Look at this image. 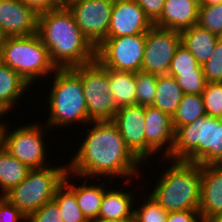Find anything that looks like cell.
Wrapping results in <instances>:
<instances>
[{
  "label": "cell",
  "instance_id": "1",
  "mask_svg": "<svg viewBox=\"0 0 222 222\" xmlns=\"http://www.w3.org/2000/svg\"><path fill=\"white\" fill-rule=\"evenodd\" d=\"M87 125L91 129L89 132L86 129L79 149L67 163L68 172L88 182L103 176L107 182L117 177L127 183L141 175L139 169L143 163L128 148L112 121H91Z\"/></svg>",
  "mask_w": 222,
  "mask_h": 222
},
{
  "label": "cell",
  "instance_id": "2",
  "mask_svg": "<svg viewBox=\"0 0 222 222\" xmlns=\"http://www.w3.org/2000/svg\"><path fill=\"white\" fill-rule=\"evenodd\" d=\"M37 34L56 68H73L96 59V47L65 5L38 16Z\"/></svg>",
  "mask_w": 222,
  "mask_h": 222
},
{
  "label": "cell",
  "instance_id": "3",
  "mask_svg": "<svg viewBox=\"0 0 222 222\" xmlns=\"http://www.w3.org/2000/svg\"><path fill=\"white\" fill-rule=\"evenodd\" d=\"M168 160V161H167ZM150 195L169 213L198 210L201 192V165L183 160H170ZM157 180V181H156Z\"/></svg>",
  "mask_w": 222,
  "mask_h": 222
},
{
  "label": "cell",
  "instance_id": "4",
  "mask_svg": "<svg viewBox=\"0 0 222 222\" xmlns=\"http://www.w3.org/2000/svg\"><path fill=\"white\" fill-rule=\"evenodd\" d=\"M52 83L46 102L48 118L45 125L58 129L73 124H88L86 99L83 94L81 77L72 68H57L51 75Z\"/></svg>",
  "mask_w": 222,
  "mask_h": 222
},
{
  "label": "cell",
  "instance_id": "5",
  "mask_svg": "<svg viewBox=\"0 0 222 222\" xmlns=\"http://www.w3.org/2000/svg\"><path fill=\"white\" fill-rule=\"evenodd\" d=\"M222 152V118L205 115L175 131L170 160L212 164Z\"/></svg>",
  "mask_w": 222,
  "mask_h": 222
},
{
  "label": "cell",
  "instance_id": "6",
  "mask_svg": "<svg viewBox=\"0 0 222 222\" xmlns=\"http://www.w3.org/2000/svg\"><path fill=\"white\" fill-rule=\"evenodd\" d=\"M0 62L15 70L31 87L42 78L49 79L57 69L37 33L6 38L1 45Z\"/></svg>",
  "mask_w": 222,
  "mask_h": 222
},
{
  "label": "cell",
  "instance_id": "7",
  "mask_svg": "<svg viewBox=\"0 0 222 222\" xmlns=\"http://www.w3.org/2000/svg\"><path fill=\"white\" fill-rule=\"evenodd\" d=\"M68 172L67 164L30 169L26 178L3 195L26 217L53 200L56 190L63 184Z\"/></svg>",
  "mask_w": 222,
  "mask_h": 222
},
{
  "label": "cell",
  "instance_id": "8",
  "mask_svg": "<svg viewBox=\"0 0 222 222\" xmlns=\"http://www.w3.org/2000/svg\"><path fill=\"white\" fill-rule=\"evenodd\" d=\"M8 123L3 127L2 146L13 157L17 158L30 169H40L52 164L47 161L49 158L46 151L47 142L44 141L50 129L44 123L37 120V122L24 124V126L16 127L13 130Z\"/></svg>",
  "mask_w": 222,
  "mask_h": 222
},
{
  "label": "cell",
  "instance_id": "9",
  "mask_svg": "<svg viewBox=\"0 0 222 222\" xmlns=\"http://www.w3.org/2000/svg\"><path fill=\"white\" fill-rule=\"evenodd\" d=\"M72 69L81 77L88 120L112 121L119 107L110 93L109 68L95 59Z\"/></svg>",
  "mask_w": 222,
  "mask_h": 222
},
{
  "label": "cell",
  "instance_id": "10",
  "mask_svg": "<svg viewBox=\"0 0 222 222\" xmlns=\"http://www.w3.org/2000/svg\"><path fill=\"white\" fill-rule=\"evenodd\" d=\"M146 34L107 37L96 48V59L106 68L116 71L141 70Z\"/></svg>",
  "mask_w": 222,
  "mask_h": 222
},
{
  "label": "cell",
  "instance_id": "11",
  "mask_svg": "<svg viewBox=\"0 0 222 222\" xmlns=\"http://www.w3.org/2000/svg\"><path fill=\"white\" fill-rule=\"evenodd\" d=\"M113 4L114 0L62 1L96 48L107 38Z\"/></svg>",
  "mask_w": 222,
  "mask_h": 222
},
{
  "label": "cell",
  "instance_id": "12",
  "mask_svg": "<svg viewBox=\"0 0 222 222\" xmlns=\"http://www.w3.org/2000/svg\"><path fill=\"white\" fill-rule=\"evenodd\" d=\"M181 44L179 31L153 25L146 33L141 70L157 75L168 74L176 49Z\"/></svg>",
  "mask_w": 222,
  "mask_h": 222
},
{
  "label": "cell",
  "instance_id": "13",
  "mask_svg": "<svg viewBox=\"0 0 222 222\" xmlns=\"http://www.w3.org/2000/svg\"><path fill=\"white\" fill-rule=\"evenodd\" d=\"M144 131L146 138V162L152 160L151 157L154 158L160 152H163L161 159L167 158L171 154L175 143L172 117L158 108L146 106Z\"/></svg>",
  "mask_w": 222,
  "mask_h": 222
},
{
  "label": "cell",
  "instance_id": "14",
  "mask_svg": "<svg viewBox=\"0 0 222 222\" xmlns=\"http://www.w3.org/2000/svg\"><path fill=\"white\" fill-rule=\"evenodd\" d=\"M112 122L117 126L131 152L145 165V107L139 105L119 107Z\"/></svg>",
  "mask_w": 222,
  "mask_h": 222
},
{
  "label": "cell",
  "instance_id": "15",
  "mask_svg": "<svg viewBox=\"0 0 222 222\" xmlns=\"http://www.w3.org/2000/svg\"><path fill=\"white\" fill-rule=\"evenodd\" d=\"M152 26L134 0H114L107 37L146 34Z\"/></svg>",
  "mask_w": 222,
  "mask_h": 222
},
{
  "label": "cell",
  "instance_id": "16",
  "mask_svg": "<svg viewBox=\"0 0 222 222\" xmlns=\"http://www.w3.org/2000/svg\"><path fill=\"white\" fill-rule=\"evenodd\" d=\"M38 16L21 0H0V28L7 38L36 34Z\"/></svg>",
  "mask_w": 222,
  "mask_h": 222
},
{
  "label": "cell",
  "instance_id": "17",
  "mask_svg": "<svg viewBox=\"0 0 222 222\" xmlns=\"http://www.w3.org/2000/svg\"><path fill=\"white\" fill-rule=\"evenodd\" d=\"M202 222L222 212V169L201 165V192L198 208Z\"/></svg>",
  "mask_w": 222,
  "mask_h": 222
},
{
  "label": "cell",
  "instance_id": "18",
  "mask_svg": "<svg viewBox=\"0 0 222 222\" xmlns=\"http://www.w3.org/2000/svg\"><path fill=\"white\" fill-rule=\"evenodd\" d=\"M199 6L195 0H166L153 25L181 32L198 23Z\"/></svg>",
  "mask_w": 222,
  "mask_h": 222
},
{
  "label": "cell",
  "instance_id": "19",
  "mask_svg": "<svg viewBox=\"0 0 222 222\" xmlns=\"http://www.w3.org/2000/svg\"><path fill=\"white\" fill-rule=\"evenodd\" d=\"M115 186L107 189L103 195L98 220L101 222H132L136 197L125 189H117ZM125 190V191H123ZM135 202V203H134Z\"/></svg>",
  "mask_w": 222,
  "mask_h": 222
},
{
  "label": "cell",
  "instance_id": "20",
  "mask_svg": "<svg viewBox=\"0 0 222 222\" xmlns=\"http://www.w3.org/2000/svg\"><path fill=\"white\" fill-rule=\"evenodd\" d=\"M70 177L73 179L74 175L67 172L63 183L76 195L78 206L81 208L84 216L88 221L98 220L100 206L105 192V185L107 183L101 185L98 180V182L94 181V183L90 182L88 184L84 182L83 184L76 185V182L72 183Z\"/></svg>",
  "mask_w": 222,
  "mask_h": 222
},
{
  "label": "cell",
  "instance_id": "21",
  "mask_svg": "<svg viewBox=\"0 0 222 222\" xmlns=\"http://www.w3.org/2000/svg\"><path fill=\"white\" fill-rule=\"evenodd\" d=\"M180 33L181 44L193 54L200 65H203L213 54L215 44L219 39L218 36L198 24L184 29Z\"/></svg>",
  "mask_w": 222,
  "mask_h": 222
},
{
  "label": "cell",
  "instance_id": "22",
  "mask_svg": "<svg viewBox=\"0 0 222 222\" xmlns=\"http://www.w3.org/2000/svg\"><path fill=\"white\" fill-rule=\"evenodd\" d=\"M29 87L15 70L0 62V105L8 112L15 109V104L19 105L18 100H22L23 95L31 89Z\"/></svg>",
  "mask_w": 222,
  "mask_h": 222
},
{
  "label": "cell",
  "instance_id": "23",
  "mask_svg": "<svg viewBox=\"0 0 222 222\" xmlns=\"http://www.w3.org/2000/svg\"><path fill=\"white\" fill-rule=\"evenodd\" d=\"M184 93L175 77L168 74L158 75L157 91L153 107L173 117Z\"/></svg>",
  "mask_w": 222,
  "mask_h": 222
},
{
  "label": "cell",
  "instance_id": "24",
  "mask_svg": "<svg viewBox=\"0 0 222 222\" xmlns=\"http://www.w3.org/2000/svg\"><path fill=\"white\" fill-rule=\"evenodd\" d=\"M29 170L30 168L0 145V196L23 181Z\"/></svg>",
  "mask_w": 222,
  "mask_h": 222
},
{
  "label": "cell",
  "instance_id": "25",
  "mask_svg": "<svg viewBox=\"0 0 222 222\" xmlns=\"http://www.w3.org/2000/svg\"><path fill=\"white\" fill-rule=\"evenodd\" d=\"M109 86L118 107L136 105L134 72L116 71L109 68Z\"/></svg>",
  "mask_w": 222,
  "mask_h": 222
},
{
  "label": "cell",
  "instance_id": "26",
  "mask_svg": "<svg viewBox=\"0 0 222 222\" xmlns=\"http://www.w3.org/2000/svg\"><path fill=\"white\" fill-rule=\"evenodd\" d=\"M206 115L203 98L196 94H184L172 117L174 131L179 127L193 123Z\"/></svg>",
  "mask_w": 222,
  "mask_h": 222
},
{
  "label": "cell",
  "instance_id": "27",
  "mask_svg": "<svg viewBox=\"0 0 222 222\" xmlns=\"http://www.w3.org/2000/svg\"><path fill=\"white\" fill-rule=\"evenodd\" d=\"M63 222H89L78 206L76 195L63 183L54 195Z\"/></svg>",
  "mask_w": 222,
  "mask_h": 222
},
{
  "label": "cell",
  "instance_id": "28",
  "mask_svg": "<svg viewBox=\"0 0 222 222\" xmlns=\"http://www.w3.org/2000/svg\"><path fill=\"white\" fill-rule=\"evenodd\" d=\"M158 75L144 72L142 70L135 73L136 82V105L152 106L157 91Z\"/></svg>",
  "mask_w": 222,
  "mask_h": 222
},
{
  "label": "cell",
  "instance_id": "29",
  "mask_svg": "<svg viewBox=\"0 0 222 222\" xmlns=\"http://www.w3.org/2000/svg\"><path fill=\"white\" fill-rule=\"evenodd\" d=\"M142 205L134 208L133 222H166L168 212L148 193Z\"/></svg>",
  "mask_w": 222,
  "mask_h": 222
},
{
  "label": "cell",
  "instance_id": "30",
  "mask_svg": "<svg viewBox=\"0 0 222 222\" xmlns=\"http://www.w3.org/2000/svg\"><path fill=\"white\" fill-rule=\"evenodd\" d=\"M197 24L219 38L222 37V3L200 5Z\"/></svg>",
  "mask_w": 222,
  "mask_h": 222
},
{
  "label": "cell",
  "instance_id": "31",
  "mask_svg": "<svg viewBox=\"0 0 222 222\" xmlns=\"http://www.w3.org/2000/svg\"><path fill=\"white\" fill-rule=\"evenodd\" d=\"M187 72H203V68L193 54L180 44L171 61L168 74H181Z\"/></svg>",
  "mask_w": 222,
  "mask_h": 222
},
{
  "label": "cell",
  "instance_id": "32",
  "mask_svg": "<svg viewBox=\"0 0 222 222\" xmlns=\"http://www.w3.org/2000/svg\"><path fill=\"white\" fill-rule=\"evenodd\" d=\"M201 96L206 115L222 118V82H206Z\"/></svg>",
  "mask_w": 222,
  "mask_h": 222
},
{
  "label": "cell",
  "instance_id": "33",
  "mask_svg": "<svg viewBox=\"0 0 222 222\" xmlns=\"http://www.w3.org/2000/svg\"><path fill=\"white\" fill-rule=\"evenodd\" d=\"M202 68L206 82H222V37L217 40L213 54Z\"/></svg>",
  "mask_w": 222,
  "mask_h": 222
},
{
  "label": "cell",
  "instance_id": "34",
  "mask_svg": "<svg viewBox=\"0 0 222 222\" xmlns=\"http://www.w3.org/2000/svg\"><path fill=\"white\" fill-rule=\"evenodd\" d=\"M168 75L175 77L184 94L200 95L205 89L206 79L203 72H187Z\"/></svg>",
  "mask_w": 222,
  "mask_h": 222
},
{
  "label": "cell",
  "instance_id": "35",
  "mask_svg": "<svg viewBox=\"0 0 222 222\" xmlns=\"http://www.w3.org/2000/svg\"><path fill=\"white\" fill-rule=\"evenodd\" d=\"M58 204L52 200L27 217V222H63Z\"/></svg>",
  "mask_w": 222,
  "mask_h": 222
},
{
  "label": "cell",
  "instance_id": "36",
  "mask_svg": "<svg viewBox=\"0 0 222 222\" xmlns=\"http://www.w3.org/2000/svg\"><path fill=\"white\" fill-rule=\"evenodd\" d=\"M0 222H27V217L5 197L0 196Z\"/></svg>",
  "mask_w": 222,
  "mask_h": 222
},
{
  "label": "cell",
  "instance_id": "37",
  "mask_svg": "<svg viewBox=\"0 0 222 222\" xmlns=\"http://www.w3.org/2000/svg\"><path fill=\"white\" fill-rule=\"evenodd\" d=\"M152 23L161 15L166 0H134Z\"/></svg>",
  "mask_w": 222,
  "mask_h": 222
},
{
  "label": "cell",
  "instance_id": "38",
  "mask_svg": "<svg viewBox=\"0 0 222 222\" xmlns=\"http://www.w3.org/2000/svg\"><path fill=\"white\" fill-rule=\"evenodd\" d=\"M37 15L47 13L62 5L61 0H21Z\"/></svg>",
  "mask_w": 222,
  "mask_h": 222
},
{
  "label": "cell",
  "instance_id": "39",
  "mask_svg": "<svg viewBox=\"0 0 222 222\" xmlns=\"http://www.w3.org/2000/svg\"><path fill=\"white\" fill-rule=\"evenodd\" d=\"M166 222H202L198 210L169 212Z\"/></svg>",
  "mask_w": 222,
  "mask_h": 222
},
{
  "label": "cell",
  "instance_id": "40",
  "mask_svg": "<svg viewBox=\"0 0 222 222\" xmlns=\"http://www.w3.org/2000/svg\"><path fill=\"white\" fill-rule=\"evenodd\" d=\"M7 114H8V111L2 105H0V124L3 127L7 124V122H5V119L4 120H2V119H3V117H5L4 115H7Z\"/></svg>",
  "mask_w": 222,
  "mask_h": 222
},
{
  "label": "cell",
  "instance_id": "41",
  "mask_svg": "<svg viewBox=\"0 0 222 222\" xmlns=\"http://www.w3.org/2000/svg\"><path fill=\"white\" fill-rule=\"evenodd\" d=\"M211 165L215 168L222 169V152Z\"/></svg>",
  "mask_w": 222,
  "mask_h": 222
},
{
  "label": "cell",
  "instance_id": "42",
  "mask_svg": "<svg viewBox=\"0 0 222 222\" xmlns=\"http://www.w3.org/2000/svg\"><path fill=\"white\" fill-rule=\"evenodd\" d=\"M222 3V0H200L199 5H215Z\"/></svg>",
  "mask_w": 222,
  "mask_h": 222
},
{
  "label": "cell",
  "instance_id": "43",
  "mask_svg": "<svg viewBox=\"0 0 222 222\" xmlns=\"http://www.w3.org/2000/svg\"><path fill=\"white\" fill-rule=\"evenodd\" d=\"M207 222H222V212L215 214Z\"/></svg>",
  "mask_w": 222,
  "mask_h": 222
},
{
  "label": "cell",
  "instance_id": "44",
  "mask_svg": "<svg viewBox=\"0 0 222 222\" xmlns=\"http://www.w3.org/2000/svg\"><path fill=\"white\" fill-rule=\"evenodd\" d=\"M6 38H7L6 35L2 31V29L0 28V47L5 42Z\"/></svg>",
  "mask_w": 222,
  "mask_h": 222
},
{
  "label": "cell",
  "instance_id": "45",
  "mask_svg": "<svg viewBox=\"0 0 222 222\" xmlns=\"http://www.w3.org/2000/svg\"><path fill=\"white\" fill-rule=\"evenodd\" d=\"M2 131H3V126L0 124V145H2Z\"/></svg>",
  "mask_w": 222,
  "mask_h": 222
},
{
  "label": "cell",
  "instance_id": "46",
  "mask_svg": "<svg viewBox=\"0 0 222 222\" xmlns=\"http://www.w3.org/2000/svg\"><path fill=\"white\" fill-rule=\"evenodd\" d=\"M89 222H101V221H99V220H91Z\"/></svg>",
  "mask_w": 222,
  "mask_h": 222
},
{
  "label": "cell",
  "instance_id": "47",
  "mask_svg": "<svg viewBox=\"0 0 222 222\" xmlns=\"http://www.w3.org/2000/svg\"><path fill=\"white\" fill-rule=\"evenodd\" d=\"M61 1H77V0H61Z\"/></svg>",
  "mask_w": 222,
  "mask_h": 222
}]
</instances>
